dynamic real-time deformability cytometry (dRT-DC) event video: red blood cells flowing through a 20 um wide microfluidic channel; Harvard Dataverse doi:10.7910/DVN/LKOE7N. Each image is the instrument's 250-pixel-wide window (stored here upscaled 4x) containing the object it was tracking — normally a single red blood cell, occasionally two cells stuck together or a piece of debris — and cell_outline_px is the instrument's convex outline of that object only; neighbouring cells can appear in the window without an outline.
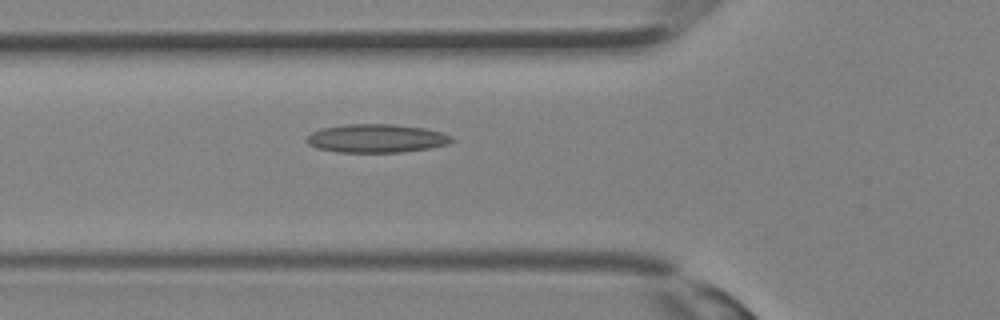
{"species": "Egyptian fruit bat (a non-hibernating species)", "species_latin": "Rousettus aegyptiacus", "temperature_condition": "room temperature", "stored_images_in_passage": 33, "camera_frame_rate_fps": 3000, "um_per_image_px": 0.085, "animal": {"sex": "female"}, "frame": {"image": 1, "passage_image": 12, "time_ms": 3.667, "image_size_px": [1000, 320], "cell_outline_px": [[456, 140], [448, 144], [432, 148], [400, 152], [340, 152], [316, 148], [308, 144], [304, 140], [312, 132], [320, 128], [348, 124], [392, 124], [424, 128], [440, 132], [452, 136]], "centroid_in_image_um": [32.0, 11.76], "position_along_channel_um": 93.8, "area_um2": 24.16}}
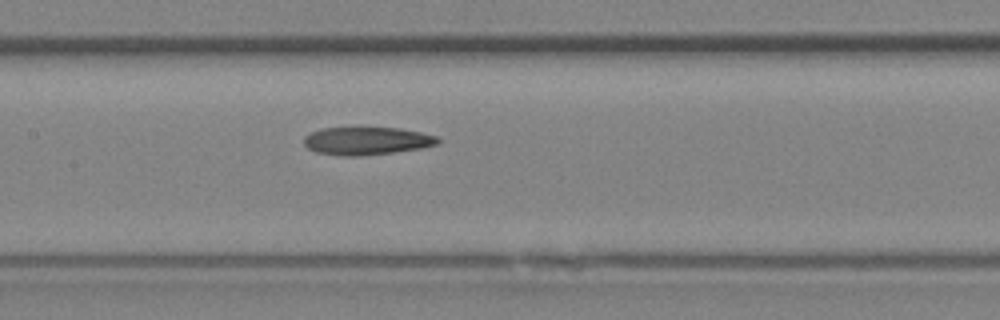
{"frame": {"image": 2, "passage_image": 16, "time_ms": 5.0, "image_size_px": [1000, 320], "cell_outline_px": [[440, 140], [436, 144], [424, 148], [360, 156], [340, 156], [316, 152], [308, 148], [304, 144], [304, 136], [320, 128], [400, 128], [420, 132], [436, 136]], "centroid_in_image_um": [31.15, 11.98], "position_along_channel_um": 176.2, "area_um2": 21.68}}
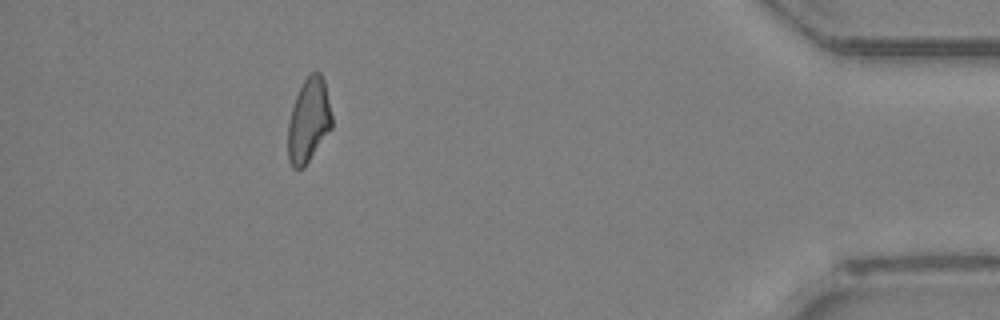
{"frame": {"image": 3, "passage_image": 30, "time_ms": 9.667, "image_size_px": [1000, 320], "cell_outline_px": [[332, 128], [304, 168], [292, 168], [288, 160], [288, 120], [296, 96], [304, 80], [312, 72], [320, 72], [324, 80], [332, 116]], "centroid_in_image_um": [26.23, 10.27], "position_along_channel_um": 409.0, "area_um2": 21.5}}